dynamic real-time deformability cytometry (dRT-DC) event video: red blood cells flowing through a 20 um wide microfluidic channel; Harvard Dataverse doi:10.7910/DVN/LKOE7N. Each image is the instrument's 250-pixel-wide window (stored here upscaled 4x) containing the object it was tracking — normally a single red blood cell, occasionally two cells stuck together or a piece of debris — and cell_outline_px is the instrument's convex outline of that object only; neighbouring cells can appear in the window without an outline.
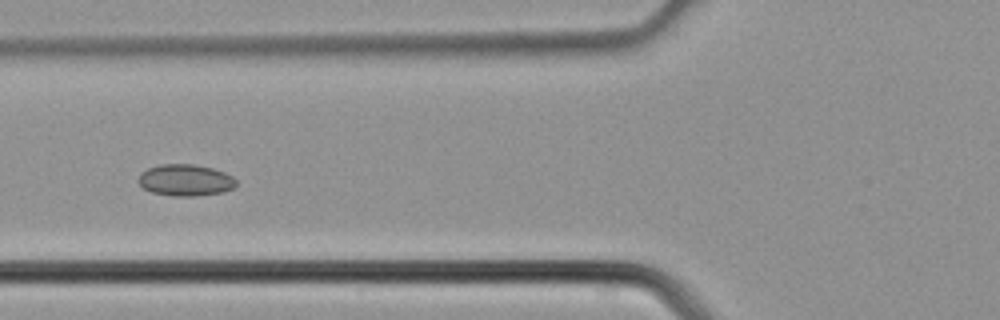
{"species": "common noctule bat (a hibernating species)", "species_latin": "Nyctalus noctula", "temperature_condition": "cold", "stored_images_in_passage": 4, "camera_frame_rate_fps": 3000, "um_per_image_px": 0.085, "animal": {"sex": "male", "body_mass_g": 21.5, "forearm_length_mm": 52.0}, "frame": {"image": 1, "passage_image": 4, "time_ms": 1.0, "image_size_px": [1000, 320], "cell_outline_px": [[236, 184], [232, 188], [224, 192], [196, 196], [172, 196], [152, 192], [144, 188], [136, 180], [140, 172], [148, 168], [160, 164], [192, 164], [212, 168], [224, 172], [232, 176], [236, 180]], "centroid_in_image_um": [15.74, 15.31], "position_along_channel_um": 110.1, "area_um2": 18.09}}